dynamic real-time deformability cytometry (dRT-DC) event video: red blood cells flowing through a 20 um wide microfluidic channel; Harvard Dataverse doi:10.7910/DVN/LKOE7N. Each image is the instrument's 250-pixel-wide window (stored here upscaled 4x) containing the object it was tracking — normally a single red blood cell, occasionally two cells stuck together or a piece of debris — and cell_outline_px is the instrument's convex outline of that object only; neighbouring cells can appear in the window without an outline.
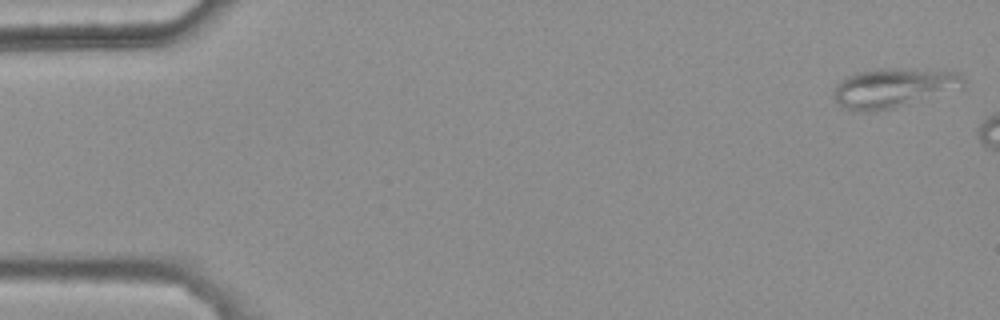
{"species": "common noctule bat (a hibernating species)", "species_latin": "Nyctalus noctula", "temperature_condition": "warm", "stored_images_in_passage": 7, "camera_frame_rate_fps": 3000, "um_per_image_px": 0.085, "animal": {"sex": "female", "body_mass_g": 25.1}, "frame": {"image": 1, "passage_image": 1, "time_ms": 0.0, "image_size_px": [1000, 320], "cell_outline_px": [[964, 84], [960, 88], [896, 108], [876, 112], [860, 112], [840, 108], [832, 96], [832, 92], [836, 84], [840, 80], [848, 76], [860, 72], [880, 68], [928, 68], [956, 72], [964, 80]], "centroid_in_image_um": [75.88, 7.47], "position_along_channel_um": 9.1, "area_um2": 30.35}}